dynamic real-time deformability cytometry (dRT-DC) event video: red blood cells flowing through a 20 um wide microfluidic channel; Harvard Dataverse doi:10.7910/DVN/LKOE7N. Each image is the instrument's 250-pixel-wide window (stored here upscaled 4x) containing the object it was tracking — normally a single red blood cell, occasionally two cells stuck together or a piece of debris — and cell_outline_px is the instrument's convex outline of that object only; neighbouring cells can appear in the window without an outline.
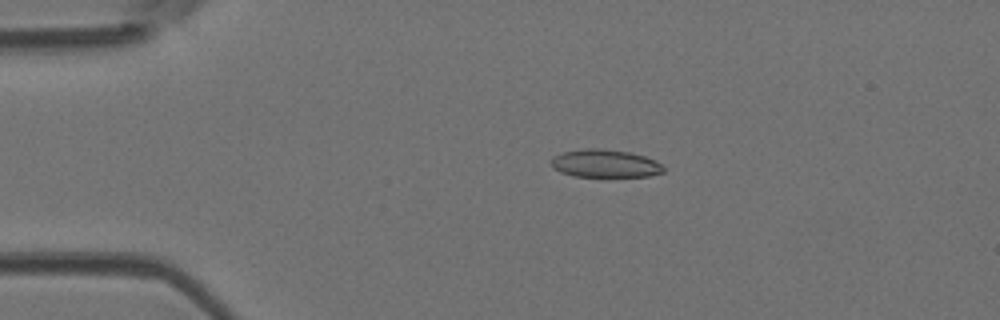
{"species": "Egyptian fruit bat (a non-hibernating species)", "species_latin": "Rousettus aegyptiacus", "temperature_condition": "room temperature", "stored_images_in_passage": 4, "camera_frame_rate_fps": 3000, "um_per_image_px": 0.085, "animal": {"sex": "female"}, "frame": {"image": 1, "passage_image": 3, "time_ms": 0.667, "image_size_px": [1000, 320], "cell_outline_px": [[664, 172], [648, 176], [576, 176], [560, 172], [552, 168], [552, 156], [564, 152], [588, 148], [604, 148], [628, 152], [644, 156], [656, 160], [664, 168]], "centroid_in_image_um": [51.43, 13.89], "position_along_channel_um": 33.6, "area_um2": 18.15}}